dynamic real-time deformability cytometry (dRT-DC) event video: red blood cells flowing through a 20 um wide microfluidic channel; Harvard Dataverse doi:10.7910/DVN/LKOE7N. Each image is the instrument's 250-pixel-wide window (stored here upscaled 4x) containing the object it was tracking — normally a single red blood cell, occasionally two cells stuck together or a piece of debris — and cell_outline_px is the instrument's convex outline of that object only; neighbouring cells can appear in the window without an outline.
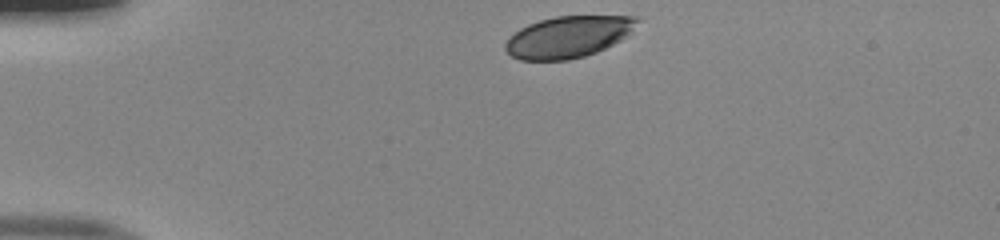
{"species": "human", "species_latin": "Homo sapiens", "temperature_condition": "room temperature", "stored_images_in_passage": 32, "camera_frame_rate_fps": 3000, "um_per_image_px": 0.085, "donor": {"sex": "male"}, "frame": {"image": 1, "passage_image": 1, "time_ms": 0.0, "image_size_px": [1000, 240], "cell_outline_px": [[640, 20], [628, 36], [596, 52], [584, 56], [568, 60], [520, 60], [512, 56], [504, 48], [504, 44], [520, 28], [528, 24], [540, 20], [556, 16], [636, 16]], "centroid_in_image_um": [48.31, 3.13], "position_along_channel_um": 36.7, "area_um2": 31.73}}
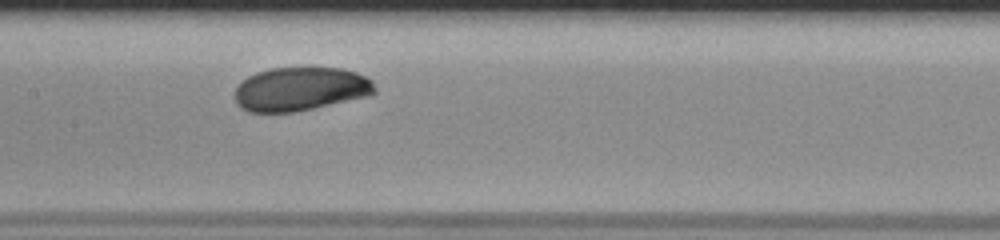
{"frame": {"image": 2, "passage_image": 16, "time_ms": 5.0, "image_size_px": [1000, 240], "cell_outline_px": [[376, 92], [372, 96], [292, 112], [248, 112], [240, 108], [236, 104], [236, 88], [248, 76], [256, 72], [272, 68], [344, 68], [368, 76], [372, 80], [376, 88]], "centroid_in_image_um": [25.59, 7.57], "position_along_channel_um": 181.8, "area_um2": 35.84}}
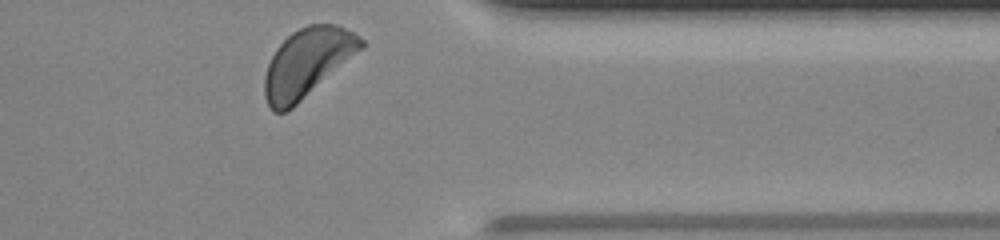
{"frame": {"image": 3, "passage_image": 32, "time_ms": 10.333, "image_size_px": [1000, 240], "cell_outline_px": [[364, 48], [288, 112], [272, 112], [264, 96], [264, 76], [268, 64], [276, 48], [292, 32], [308, 24], [336, 24], [360, 36], [364, 40]], "centroid_in_image_um": [26.11, 5.35], "position_along_channel_um": 385.3, "area_um2": 38.61}, "authors_computed_cell_mechanics": {"area_um2": 36.5296, "velocity_mm_per_s": 3.9703, "shape_relaxation_time_tau1_ms": 4.8704, "shape_relaxation_time_tau2_ms": null, "deformation_change_tau1": 0.1531, "deformation_change_tau2": null}}